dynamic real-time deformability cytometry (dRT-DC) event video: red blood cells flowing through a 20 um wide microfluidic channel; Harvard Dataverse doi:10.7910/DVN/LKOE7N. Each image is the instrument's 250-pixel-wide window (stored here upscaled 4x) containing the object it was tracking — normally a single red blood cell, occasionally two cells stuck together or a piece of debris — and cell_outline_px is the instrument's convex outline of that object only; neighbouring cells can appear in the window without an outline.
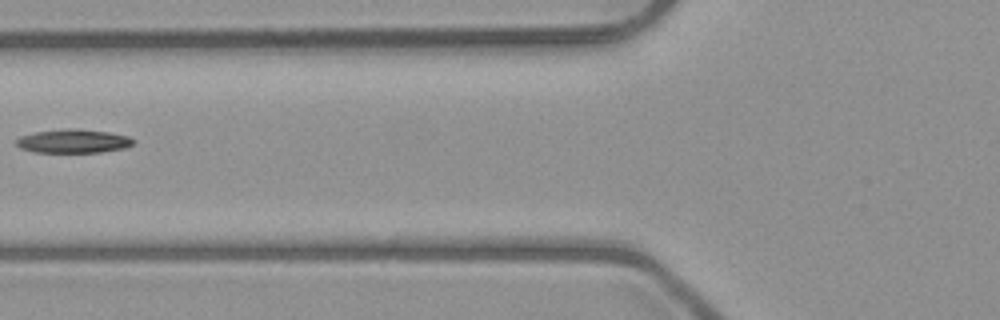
{"species": "common noctule bat (a hibernating species)", "species_latin": "Nyctalus noctula", "temperature_condition": "room temperature", "stored_images_in_passage": 6, "segment_of_instrument_passage": [2, 2], "camera_frame_rate_fps": 3000, "um_per_image_px": 0.085, "animal": {"sex": "male", "body_mass_g": 23.1, "forearm_length_mm": 52.7}, "frame": {"image": 1, "passage_image": 6, "time_ms": 5.667, "image_size_px": [1000, 320], "cell_outline_px": [[132, 144], [124, 148], [100, 152], [36, 152], [20, 148], [16, 144], [16, 140], [20, 136], [36, 132], [68, 128], [76, 128], [108, 132], [128, 136], [132, 140]], "centroid_in_image_um": [6.2, 11.99], "position_along_channel_um": 119.6, "area_um2": 15.95}}